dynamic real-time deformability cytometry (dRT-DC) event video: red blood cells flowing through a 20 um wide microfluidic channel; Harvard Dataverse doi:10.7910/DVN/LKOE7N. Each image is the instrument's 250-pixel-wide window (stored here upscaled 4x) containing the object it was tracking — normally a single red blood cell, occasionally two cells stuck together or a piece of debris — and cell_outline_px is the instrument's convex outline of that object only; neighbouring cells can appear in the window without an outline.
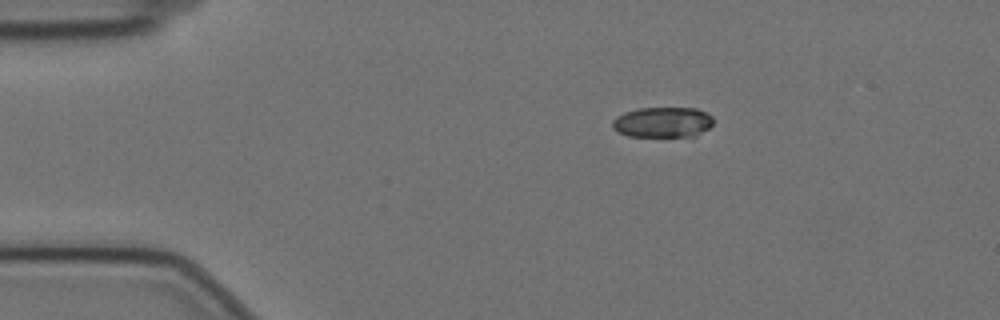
{"species": "Egyptian fruit bat (a non-hibernating species)", "species_latin": "Rousettus aegyptiacus", "temperature_condition": "cold", "stored_images_in_passage": 40, "camera_frame_rate_fps": 3000, "um_per_image_px": 0.085, "animal": {"sex": "female"}, "frame": {"image": 1, "passage_image": 1, "time_ms": 0.0, "image_size_px": [1000, 320], "cell_outline_px": [[712, 124], [708, 128], [696, 136], [628, 136], [612, 128], [612, 120], [616, 116], [624, 112], [640, 108], [696, 108], [708, 112], [712, 116]], "centroid_in_image_um": [56.33, 10.38], "position_along_channel_um": 28.7, "area_um2": 17.92}}
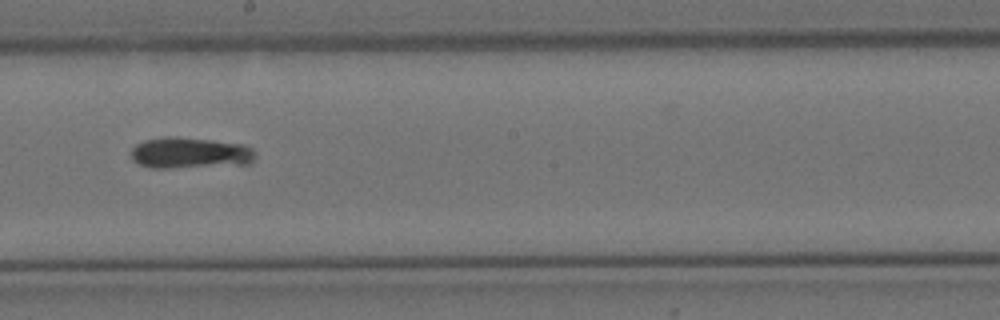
{"frame": {"image": 2, "passage_image": 23, "time_ms": 7.333, "image_size_px": [1000, 320], "cell_outline_px": [[256, 156], [248, 164], [172, 168], [152, 168], [140, 164], [132, 160], [132, 148], [136, 144], [144, 140], [164, 136], [176, 136], [212, 140], [244, 144], [252, 148], [256, 152]], "centroid_in_image_um": [16.16, 12.99], "position_along_channel_um": 232.0, "area_um2": 22.77}}
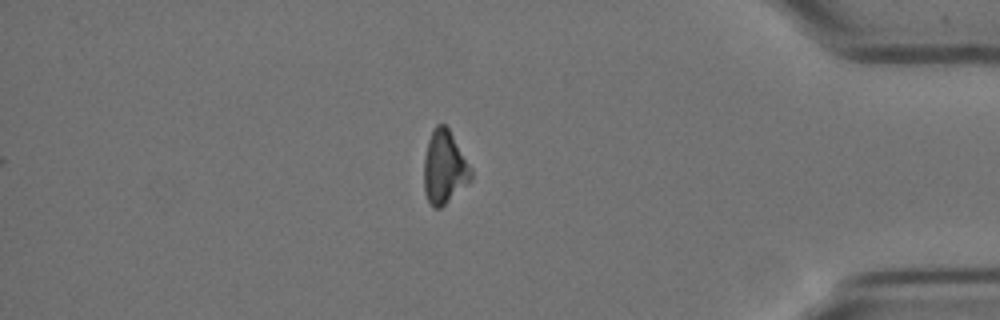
{"frame": {"image": 3, "passage_image": 40, "time_ms": 13.0, "image_size_px": [1000, 320], "cell_outline_px": [[472, 180], [440, 208], [436, 208], [428, 200], [424, 192], [424, 156], [428, 140], [432, 128], [436, 124], [444, 124], [448, 128], [472, 168]], "centroid_in_image_um": [37.77, 14.2], "position_along_channel_um": 397.4, "area_um2": 20.06}, "authors_computed_cell_mechanics": {"area_um2": 21.5594, "velocity_mm_per_s": 3.5165, "shape_relaxation_time_tau1_ms": 5.6523, "shape_relaxation_time_tau2_ms": 7.5326, "deformation_change_tau1": 0.1174, "deformation_change_tau2": 0.1081}}